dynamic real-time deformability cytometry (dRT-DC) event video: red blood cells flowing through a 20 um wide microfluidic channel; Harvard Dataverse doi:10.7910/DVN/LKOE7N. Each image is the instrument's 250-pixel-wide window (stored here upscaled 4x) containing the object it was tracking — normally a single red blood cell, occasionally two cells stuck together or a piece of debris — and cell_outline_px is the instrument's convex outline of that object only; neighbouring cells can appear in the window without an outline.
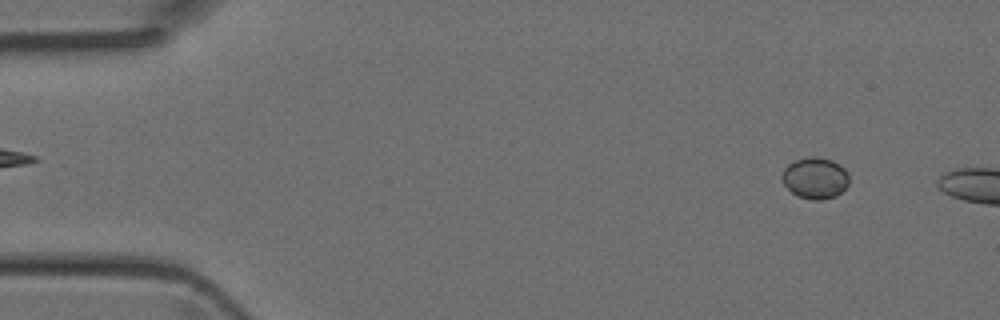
{"species": "Egyptian fruit bat (a non-hibernating species)", "species_latin": "Rousettus aegyptiacus", "temperature_condition": "room temperature", "stored_images_in_passage": 2, "camera_frame_rate_fps": 3000, "um_per_image_px": 0.085, "animal": {"sex": "female"}, "frame": {"image": 1, "passage_image": 1, "time_ms": 0.0, "image_size_px": [1000, 320], "cell_outline_px": [[848, 184], [836, 196], [820, 200], [812, 200], [796, 196], [784, 184], [780, 176], [784, 168], [788, 164], [796, 160], [808, 156], [816, 156], [832, 160], [840, 164], [848, 172]], "centroid_in_image_um": [69.27, 15.12], "position_along_channel_um": 15.7, "area_um2": 16.3}}